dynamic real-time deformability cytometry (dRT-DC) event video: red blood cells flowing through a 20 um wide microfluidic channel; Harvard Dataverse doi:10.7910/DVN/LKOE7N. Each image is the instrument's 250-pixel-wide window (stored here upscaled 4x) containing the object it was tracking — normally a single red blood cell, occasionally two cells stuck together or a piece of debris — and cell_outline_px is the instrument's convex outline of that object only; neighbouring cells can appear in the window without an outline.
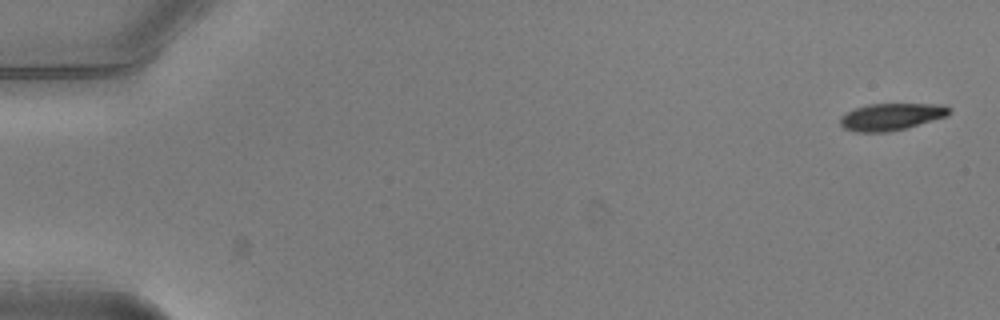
{"species": "common noctule bat (a hibernating species)", "species_latin": "Nyctalus noctula", "temperature_condition": "warm", "stored_images_in_passage": 51, "camera_frame_rate_fps": 3000, "um_per_image_px": 0.085, "animal": {"sex": "male", "body_mass_g": 20.5, "forearm_length_mm": 52.5}, "frame": {"image": 1, "passage_image": 1, "time_ms": 0.0, "image_size_px": [1000, 320], "cell_outline_px": [[952, 112], [948, 116], [904, 128], [888, 132], [856, 132], [844, 128], [840, 124], [840, 116], [856, 108], [868, 104], [944, 104], [952, 108]], "centroid_in_image_um": [75.79, 9.91], "position_along_channel_um": 9.2, "area_um2": 17.17}}
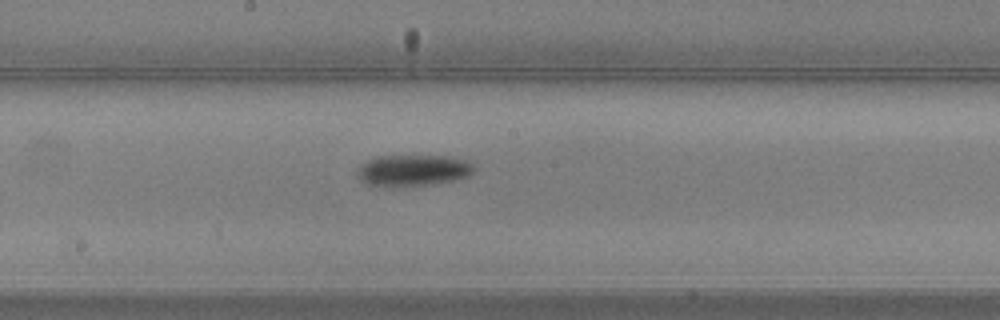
{"frame": {"image": 2, "passage_image": 28, "time_ms": 9.0, "image_size_px": [1000, 320], "cell_outline_px": [[476, 168], [468, 176], [452, 180], [428, 184], [368, 184], [360, 176], [360, 164], [376, 156], [452, 156], [468, 160]], "centroid_in_image_um": [35.22, 14.42], "position_along_channel_um": 213.0, "area_um2": 20.35}}
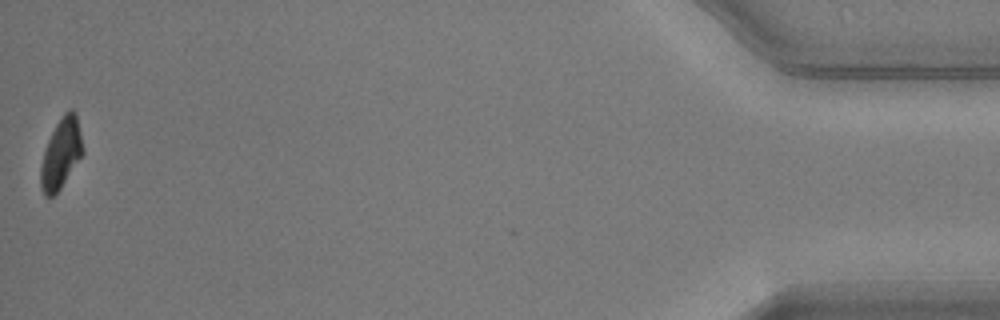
{"frame": {"image": 3, "passage_image": 51, "time_ms": 16.667, "image_size_px": [1000, 320], "cell_outline_px": [[84, 152], [60, 188], [52, 196], [44, 196], [40, 188], [40, 168], [44, 152], [48, 140], [56, 124], [64, 112], [68, 108], [72, 108], [76, 112]], "centroid_in_image_um": [5.18, 13.02], "position_along_channel_um": 430.0, "area_um2": 17.05}, "authors_computed_cell_mechanics": {"area_um2": 19.4786, "velocity_mm_per_s": 3.987, "shape_relaxation_time_tau1_ms": 1.6373, "shape_relaxation_time_tau2_ms": null, "deformation_change_tau1": 0.1353, "deformation_change_tau2": null}}